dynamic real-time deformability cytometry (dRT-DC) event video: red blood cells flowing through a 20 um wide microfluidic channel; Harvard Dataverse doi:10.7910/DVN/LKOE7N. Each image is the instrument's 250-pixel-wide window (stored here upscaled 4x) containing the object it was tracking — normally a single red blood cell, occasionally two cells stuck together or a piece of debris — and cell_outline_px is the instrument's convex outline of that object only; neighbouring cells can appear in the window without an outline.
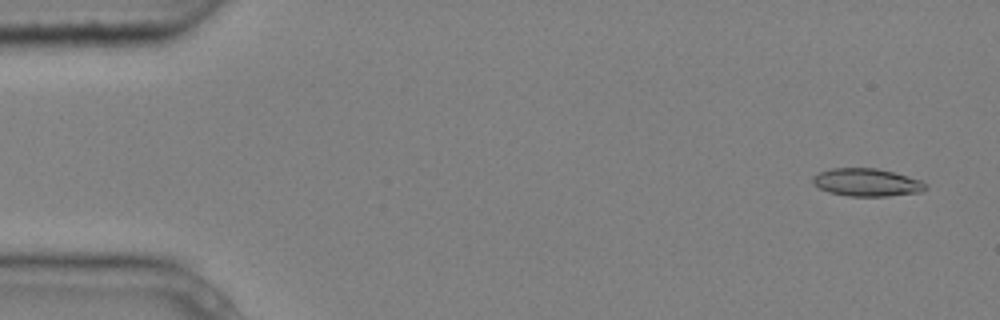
{"species": "common noctule bat (a hibernating species)", "species_latin": "Nyctalus noctula", "temperature_condition": "cold", "stored_images_in_passage": 9, "camera_frame_rate_fps": 3000, "um_per_image_px": 0.085, "animal": {"sex": "male", "body_mass_g": 20.4}, "frame": {"image": 1, "passage_image": 1, "time_ms": 0.0, "image_size_px": [1000, 320], "cell_outline_px": [[928, 188], [920, 192], [888, 196], [848, 196], [828, 192], [820, 188], [812, 180], [812, 176], [820, 172], [832, 168], [876, 168], [892, 172], [920, 180]], "centroid_in_image_um": [73.66, 15.51], "position_along_channel_um": 11.3, "area_um2": 18.03}}
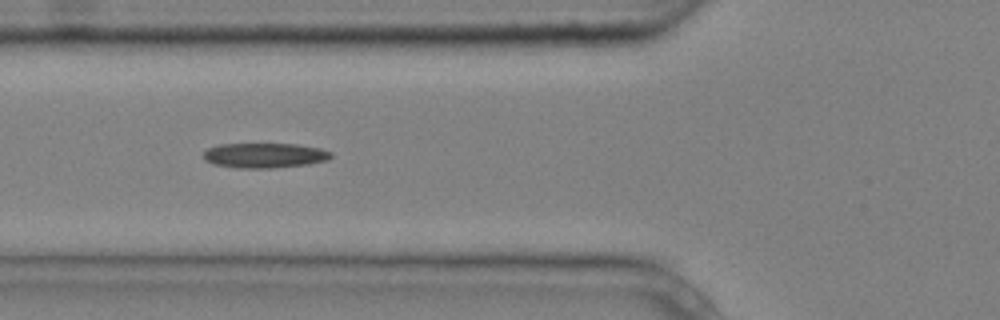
{"frame": {"image": 2, "passage_image": 6, "time_ms": 1.667, "image_size_px": [1000, 320], "cell_outline_px": [[332, 156], [328, 160], [308, 164], [272, 168], [236, 168], [212, 164], [204, 160], [204, 152], [208, 148], [220, 144], [296, 144], [320, 148], [332, 152]], "centroid_in_image_um": [22.49, 13.21], "position_along_channel_um": 103.3, "area_um2": 18.61}}